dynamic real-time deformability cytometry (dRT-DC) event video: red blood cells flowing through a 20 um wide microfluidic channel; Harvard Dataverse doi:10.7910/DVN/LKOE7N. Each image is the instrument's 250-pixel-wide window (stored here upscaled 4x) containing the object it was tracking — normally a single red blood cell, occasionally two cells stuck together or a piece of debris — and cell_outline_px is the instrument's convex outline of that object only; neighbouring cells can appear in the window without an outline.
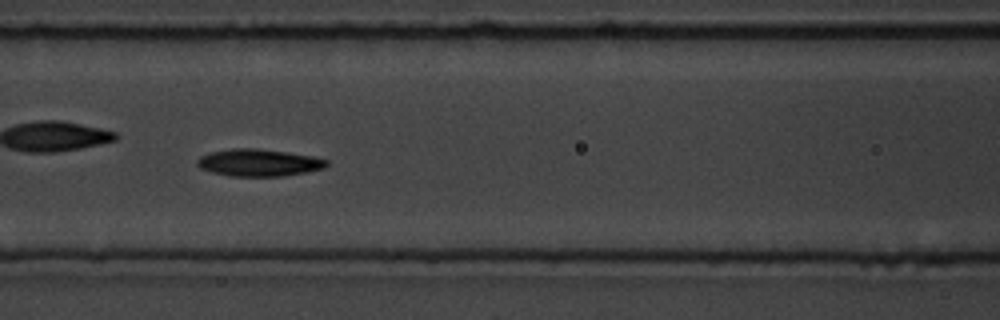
{"species": "common noctule bat (a hibernating species)", "species_latin": "Nyctalus noctula", "temperature_condition": "room temperature", "stored_images_in_passage": 15, "camera_frame_rate_fps": 3000, "um_per_image_px": 0.085, "animal": {"sex": "male", "body_mass_g": 19.5, "forearm_length_mm": 54.6}, "frame": {"image": 1, "passage_image": 7, "time_ms": 7.667, "image_size_px": [1000, 320], "cell_outline_px": [[328, 164], [324, 168], [284, 176], [232, 176], [212, 172], [200, 168], [196, 164], [196, 160], [200, 156], [212, 152], [232, 148], [256, 148], [312, 156], [328, 160]], "centroid_in_image_um": [21.97, 13.82], "position_along_channel_um": 144.6, "area_um2": 20.29}}
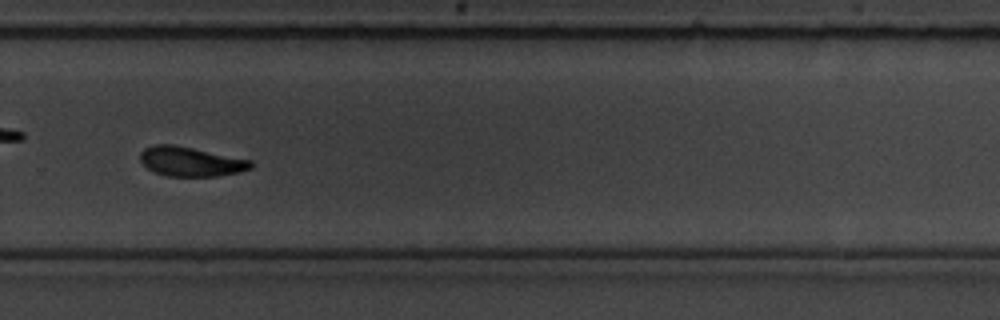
{"frame": {"image": 2, "passage_image": 11, "time_ms": 12.333, "image_size_px": [1000, 320], "cell_outline_px": [[256, 164], [252, 168], [240, 172], [216, 176], [168, 176], [156, 172], [148, 168], [140, 160], [140, 152], [144, 148], [152, 144], [172, 144], [252, 160]], "centroid_in_image_um": [16.24, 13.73], "position_along_channel_um": 313.6, "area_um2": 19.02}, "authors_computed_cell_mechanics": {"area_um2": 19.4208, "velocity_mm_per_s": 3.6283, "shape_relaxation_time_tau1_ms": 1.9306, "shape_relaxation_time_tau2_ms": 2.2825, "deformation_change_tau1": 0.0999, "deformation_change_tau2": 0.0714}}